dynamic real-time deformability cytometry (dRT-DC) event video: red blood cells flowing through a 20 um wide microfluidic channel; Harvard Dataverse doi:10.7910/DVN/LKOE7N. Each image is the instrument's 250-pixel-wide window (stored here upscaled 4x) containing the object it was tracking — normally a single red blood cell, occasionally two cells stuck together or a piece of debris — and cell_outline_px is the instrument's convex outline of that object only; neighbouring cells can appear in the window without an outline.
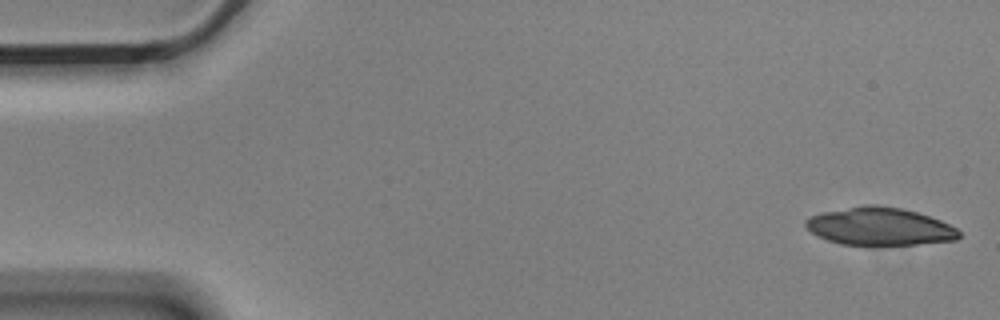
{"species": "Egyptian fruit bat (a non-hibernating species)", "species_latin": "Rousettus aegyptiacus", "temperature_condition": "cold", "stored_images_in_passage": 3, "camera_frame_rate_fps": 3000, "um_per_image_px": 0.085, "animal": {"sex": "male"}, "frame": {"image": 1, "passage_image": 1, "time_ms": 0.0, "image_size_px": [1000, 320], "cell_outline_px": [[960, 236], [956, 240], [916, 244], [840, 244], [816, 236], [804, 224], [804, 220], [808, 216], [820, 212], [864, 204], [876, 204], [900, 208], [916, 212], [940, 220], [956, 228], [960, 232]], "centroid_in_image_um": [74.72, 19.23], "position_along_channel_um": 10.3, "area_um2": 33.7}}